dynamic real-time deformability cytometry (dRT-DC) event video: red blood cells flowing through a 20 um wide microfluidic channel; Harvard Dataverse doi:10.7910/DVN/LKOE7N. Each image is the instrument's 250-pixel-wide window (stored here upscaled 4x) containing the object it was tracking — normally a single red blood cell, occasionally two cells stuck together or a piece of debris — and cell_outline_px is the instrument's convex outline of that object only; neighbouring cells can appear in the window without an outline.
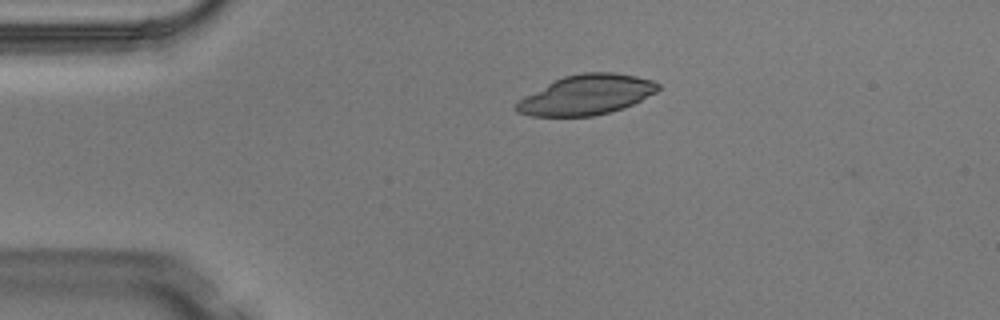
{"species": "Egyptian fruit bat (a non-hibernating species)", "species_latin": "Rousettus aegyptiacus", "temperature_condition": "warm", "stored_images_in_passage": 4, "camera_frame_rate_fps": 3000, "um_per_image_px": 0.085, "animal": {"sex": "male"}, "frame": {"image": 1, "passage_image": 3, "time_ms": 0.667, "image_size_px": [1000, 320], "cell_outline_px": [[660, 88], [656, 92], [624, 108], [612, 112], [592, 116], [532, 116], [516, 112], [512, 108], [512, 104], [516, 100], [564, 76], [584, 72], [612, 72], [636, 76], [652, 80], [660, 84]], "centroid_in_image_um": [49.81, 8.07], "position_along_channel_um": 35.2, "area_um2": 33.06}}